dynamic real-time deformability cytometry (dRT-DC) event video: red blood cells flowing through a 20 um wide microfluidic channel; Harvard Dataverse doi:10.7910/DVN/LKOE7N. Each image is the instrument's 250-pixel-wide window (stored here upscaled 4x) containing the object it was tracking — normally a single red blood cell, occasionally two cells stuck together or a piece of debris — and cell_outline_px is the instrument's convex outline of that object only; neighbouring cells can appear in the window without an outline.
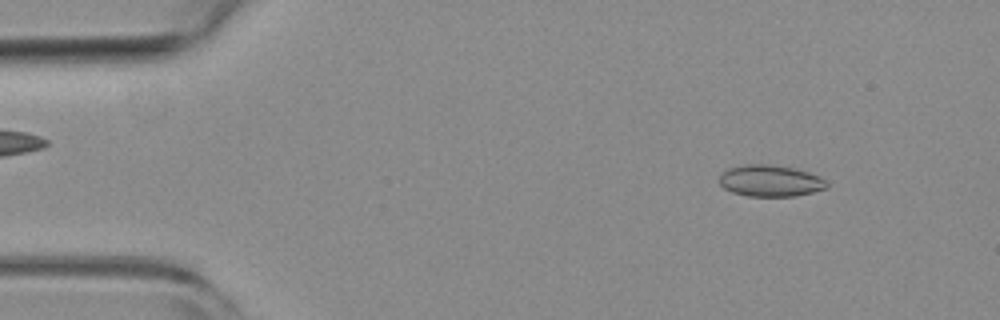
{"species": "common noctule bat (a hibernating species)", "species_latin": "Nyctalus noctula", "temperature_condition": "room temperature", "stored_images_in_passage": 53, "camera_frame_rate_fps": 3000, "um_per_image_px": 0.085, "animal": {"sex": "female", "body_mass_g": 19.3, "forearm_length_mm": 54.1}, "frame": {"image": 1, "passage_image": 6, "time_ms": 1.667, "image_size_px": [1000, 320], "cell_outline_px": [[828, 188], [796, 196], [748, 196], [732, 192], [724, 188], [720, 184], [720, 176], [728, 168], [744, 164], [768, 164], [796, 168], [820, 176], [828, 184]], "centroid_in_image_um": [65.49, 15.36], "position_along_channel_um": 19.5, "area_um2": 19.77}}
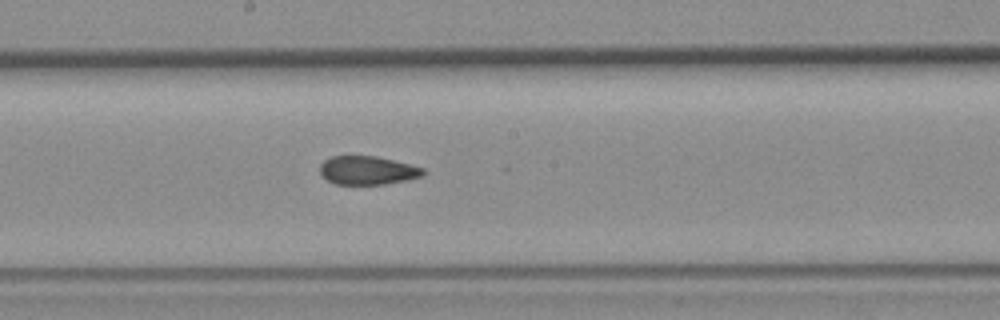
{"frame": {"image": 2, "passage_image": 28, "time_ms": 9.0, "image_size_px": [1000, 320], "cell_outline_px": [[428, 172], [424, 176], [408, 180], [384, 184], [336, 184], [328, 180], [320, 172], [320, 164], [324, 160], [332, 156], [376, 156], [424, 168]], "centroid_in_image_um": [31.28, 14.48], "position_along_channel_um": 216.9, "area_um2": 17.17}}
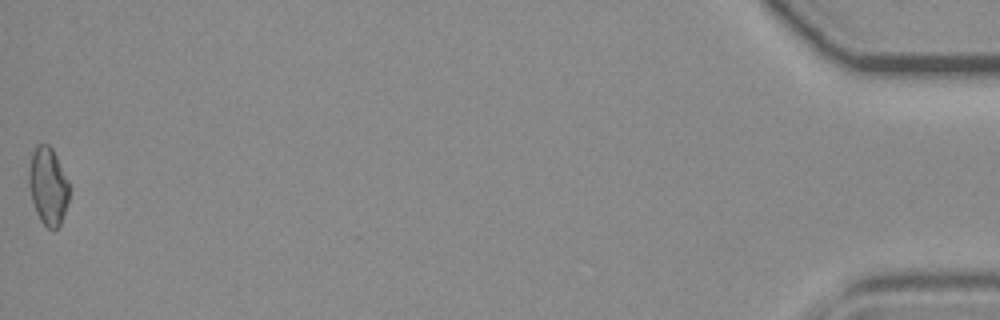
{"frame": {"image": 3, "passage_image": 53, "time_ms": 17.333, "image_size_px": [1000, 320], "cell_outline_px": [[68, 200], [60, 224], [56, 228], [48, 228], [40, 220], [36, 212], [32, 200], [28, 184], [28, 168], [32, 152], [36, 144], [48, 144], [52, 148], [68, 180]], "centroid_in_image_um": [4.05, 15.78], "position_along_channel_um": 431.1, "area_um2": 18.09}, "authors_computed_cell_mechanics": {"area_um2": 18.3226, "velocity_mm_per_s": 3.8532, "shape_relaxation_time_tau1_ms": null, "shape_relaxation_time_tau2_ms": 2.0555, "deformation_change_tau1": null, "deformation_change_tau2": 0.0615}}